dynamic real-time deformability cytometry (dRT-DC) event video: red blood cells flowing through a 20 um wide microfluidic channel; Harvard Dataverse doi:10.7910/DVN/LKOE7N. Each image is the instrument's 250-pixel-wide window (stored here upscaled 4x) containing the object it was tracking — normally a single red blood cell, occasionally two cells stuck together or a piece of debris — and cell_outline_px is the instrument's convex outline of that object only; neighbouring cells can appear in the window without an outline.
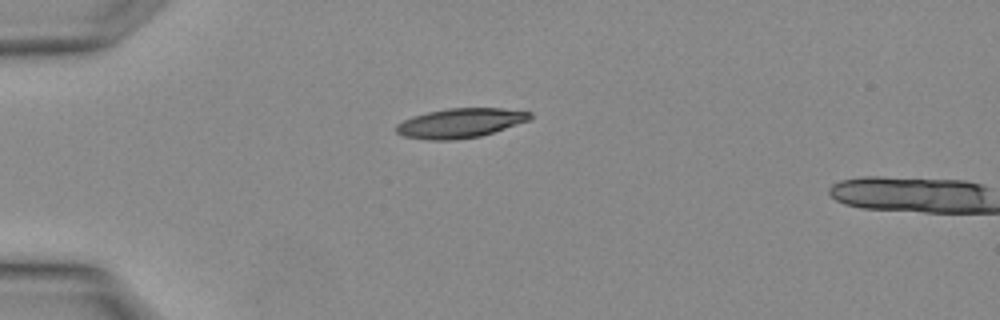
{"species": "Egyptian fruit bat (a non-hibernating species)", "species_latin": "Rousettus aegyptiacus", "temperature_condition": "warm", "stored_images_in_passage": 2, "camera_frame_rate_fps": 3000, "um_per_image_px": 0.085, "animal": {"sex": "female"}, "frame": {"image": 1, "passage_image": 1, "time_ms": 0.0, "image_size_px": [1000, 320], "cell_outline_px": [[532, 116], [528, 120], [480, 136], [452, 140], [428, 140], [404, 136], [396, 132], [396, 124], [404, 120], [428, 112], [448, 108], [500, 108], [532, 112]], "centroid_in_image_um": [39.1, 10.46], "position_along_channel_um": 45.9, "area_um2": 22.6}}